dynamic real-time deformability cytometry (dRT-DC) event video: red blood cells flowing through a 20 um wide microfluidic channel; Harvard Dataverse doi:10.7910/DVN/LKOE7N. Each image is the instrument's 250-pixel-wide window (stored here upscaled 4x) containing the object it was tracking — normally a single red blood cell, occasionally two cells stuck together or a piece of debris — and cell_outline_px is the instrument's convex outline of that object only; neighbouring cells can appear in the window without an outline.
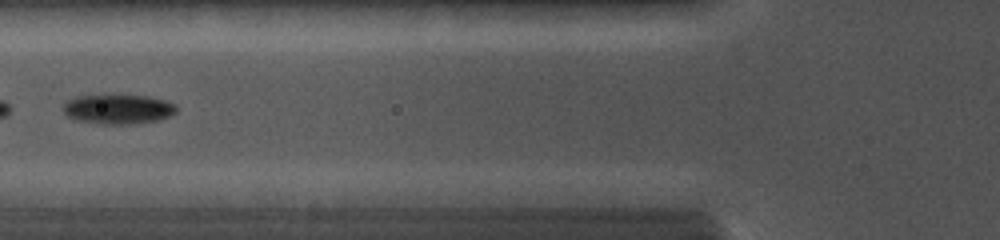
{"species": "common noctule bat (a hibernating species)", "species_latin": "Nyctalus noctula", "temperature_condition": "cold", "stored_images_in_passage": 24, "camera_frame_rate_fps": 5000, "um_per_image_px": 0.085, "animal": {"sex": "female", "body_mass_g": 19.0, "forearm_length_mm": 56.7}, "frame": {"image": 1, "passage_image": 4, "time_ms": 1.4, "image_size_px": [1000, 240], "cell_outline_px": [[176, 112], [160, 120], [128, 124], [100, 124], [76, 120], [68, 116], [64, 112], [64, 104], [68, 100], [76, 96], [148, 96], [164, 100], [176, 104]], "centroid_in_image_um": [10.05, 9.29], "position_along_channel_um": 115.8, "area_um2": 19.25}}